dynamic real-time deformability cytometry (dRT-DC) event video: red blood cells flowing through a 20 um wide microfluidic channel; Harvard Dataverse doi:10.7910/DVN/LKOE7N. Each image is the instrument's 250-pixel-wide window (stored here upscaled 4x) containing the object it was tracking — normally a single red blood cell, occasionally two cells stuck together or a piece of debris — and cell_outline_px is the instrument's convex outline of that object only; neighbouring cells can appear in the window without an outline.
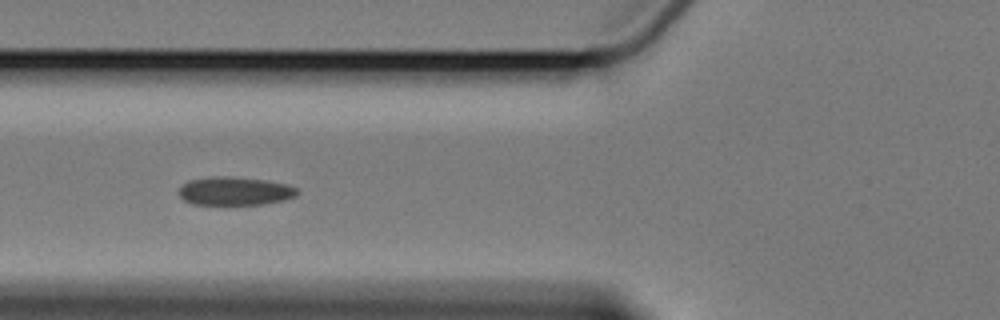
{"species": "Egyptian fruit bat (a non-hibernating species)", "species_latin": "Rousettus aegyptiacus", "temperature_condition": "cold", "stored_images_in_passage": 8, "camera_frame_rate_fps": 3000, "um_per_image_px": 0.085, "animal": {"sex": "female"}, "frame": {"image": 1, "passage_image": 4, "time_ms": 4.333, "image_size_px": [1000, 320], "cell_outline_px": [[300, 192], [296, 196], [284, 200], [264, 204], [192, 204], [184, 200], [180, 196], [180, 188], [184, 184], [192, 180], [212, 176], [228, 176], [268, 180], [288, 184], [296, 188]], "centroid_in_image_um": [20.02, 16.23], "position_along_channel_um": 105.8, "area_um2": 19.54}}
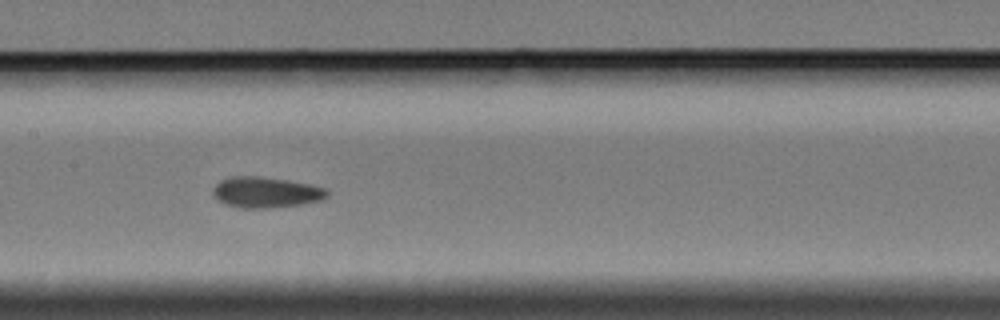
{"frame": {"image": 2, "passage_image": 6, "time_ms": 6.667, "image_size_px": [1000, 320], "cell_outline_px": [[328, 196], [320, 200], [304, 204], [264, 208], [240, 208], [224, 204], [216, 200], [212, 192], [216, 184], [220, 180], [232, 176], [260, 176], [308, 184], [324, 188], [328, 192]], "centroid_in_image_um": [22.55, 16.35], "position_along_channel_um": 184.9, "area_um2": 20.4}}
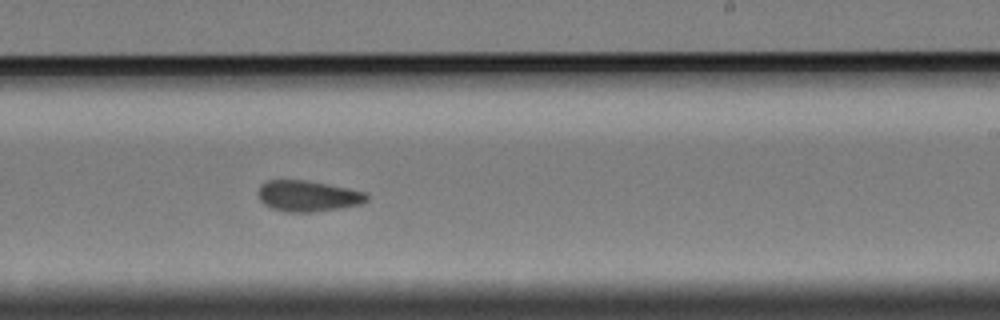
{"frame": {"image": 3, "passage_image": 8, "time_ms": 9.0, "image_size_px": [1000, 320], "cell_outline_px": [[368, 200], [360, 204], [340, 208], [312, 212], [284, 212], [272, 208], [264, 204], [260, 200], [256, 192], [260, 184], [268, 180], [308, 180], [328, 184], [364, 192], [368, 196]], "centroid_in_image_um": [26.11, 16.66], "position_along_channel_um": 262.9, "area_um2": 19.65}}